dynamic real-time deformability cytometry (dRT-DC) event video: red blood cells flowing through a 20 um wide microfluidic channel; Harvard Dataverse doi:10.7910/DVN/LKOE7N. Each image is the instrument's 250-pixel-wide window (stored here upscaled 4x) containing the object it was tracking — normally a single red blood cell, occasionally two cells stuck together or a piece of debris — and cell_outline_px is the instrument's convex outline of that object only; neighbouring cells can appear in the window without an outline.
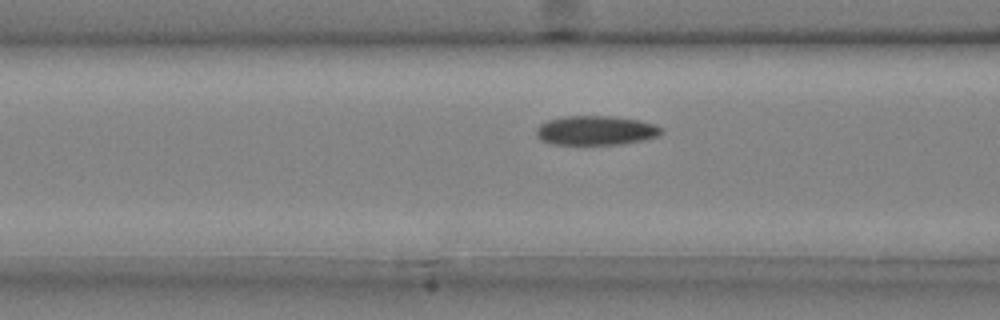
{"species": "common noctule bat (a hibernating species)", "species_latin": "Nyctalus noctula", "temperature_condition": "cold", "stored_images_in_passage": 33, "camera_frame_rate_fps": 3000, "um_per_image_px": 0.085, "animal": {"sex": "male", "body_mass_g": 20.4}, "frame": {"image": 1, "passage_image": 9, "time_ms": 2.667, "image_size_px": [1000, 320], "cell_outline_px": [[664, 132], [660, 136], [644, 140], [624, 144], [552, 144], [540, 140], [536, 136], [536, 128], [540, 124], [548, 120], [564, 116], [612, 116], [636, 120], [656, 124], [664, 128]], "centroid_in_image_um": [50.68, 11.09], "position_along_channel_um": 115.9, "area_um2": 21.62}}
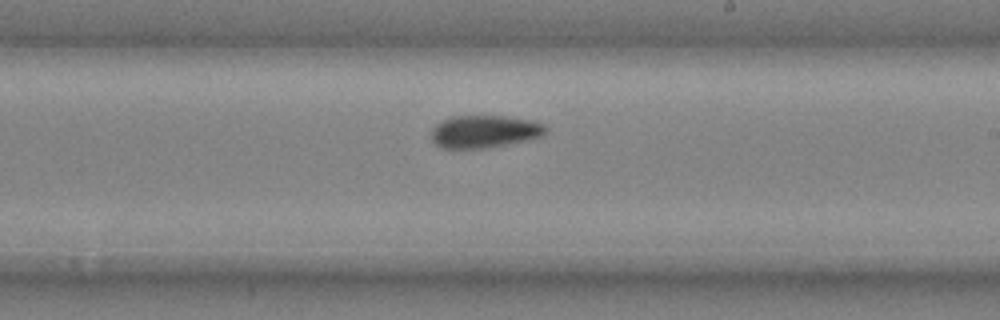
{"frame": {"image": 2, "passage_image": 19, "time_ms": 6.0, "image_size_px": [1000, 320], "cell_outline_px": [[548, 128], [544, 136], [528, 140], [488, 148], [440, 148], [432, 140], [432, 128], [436, 124], [452, 116], [508, 116], [532, 120], [544, 124]], "centroid_in_image_um": [41.22, 11.18], "position_along_channel_um": 247.8, "area_um2": 21.91}}
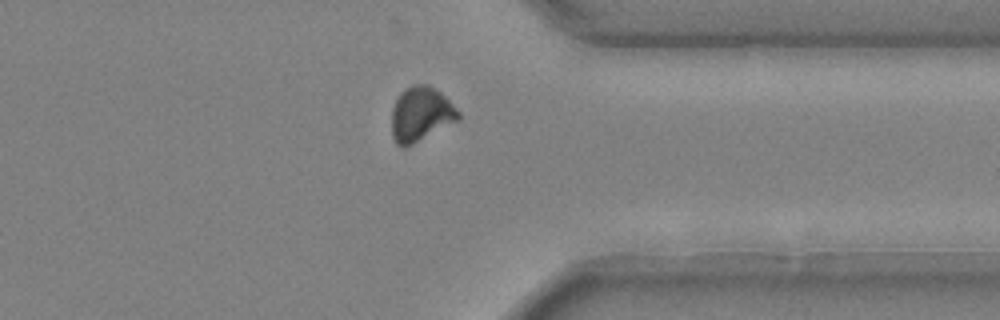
{"frame": {"image": 3, "passage_image": 29, "time_ms": 9.333, "image_size_px": [1000, 320], "cell_outline_px": [[460, 120], [404, 148], [400, 148], [396, 144], [392, 136], [392, 108], [400, 92], [404, 88], [412, 84], [428, 84], [440, 92], [460, 112]], "centroid_in_image_um": [35.76, 9.71], "position_along_channel_um": 375.6, "area_um2": 21.33}, "authors_computed_cell_mechanics": {"area_um2": 21.7328, "velocity_mm_per_s": 3.9654, "shape_relaxation_time_tau1_ms": 4.9437, "shape_relaxation_time_tau2_ms": 4.5756, "deformation_change_tau1": 0.105, "deformation_change_tau2": 0.0766}}